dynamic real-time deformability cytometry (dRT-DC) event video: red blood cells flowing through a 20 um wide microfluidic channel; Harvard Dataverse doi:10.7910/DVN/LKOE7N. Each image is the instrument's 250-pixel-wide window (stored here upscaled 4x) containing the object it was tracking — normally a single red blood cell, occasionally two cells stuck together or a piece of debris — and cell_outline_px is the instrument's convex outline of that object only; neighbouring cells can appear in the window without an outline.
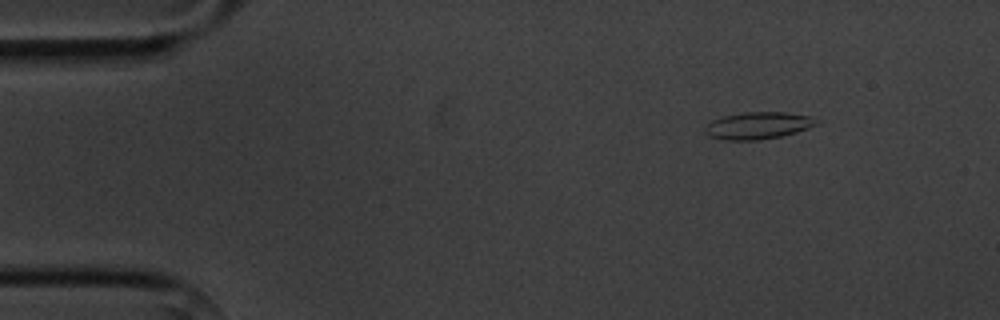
{"species": "common noctule bat (a hibernating species)", "species_latin": "Nyctalus noctula", "temperature_condition": "cold", "stored_images_in_passage": 6, "camera_frame_rate_fps": 3000, "um_per_image_px": 0.085, "animal": {"sex": "male", "body_mass_g": 20.1, "forearm_length_mm": 53.5}, "frame": {"image": 1, "passage_image": 6, "time_ms": 6.667, "image_size_px": [1000, 320], "cell_outline_px": [[820, 124], [796, 132], [780, 136], [756, 140], [724, 140], [708, 136], [704, 132], [704, 128], [712, 120], [724, 116], [744, 112], [784, 112], [812, 116], [820, 120]], "centroid_in_image_um": [64.46, 10.67], "position_along_channel_um": 20.5, "area_um2": 17.69}}